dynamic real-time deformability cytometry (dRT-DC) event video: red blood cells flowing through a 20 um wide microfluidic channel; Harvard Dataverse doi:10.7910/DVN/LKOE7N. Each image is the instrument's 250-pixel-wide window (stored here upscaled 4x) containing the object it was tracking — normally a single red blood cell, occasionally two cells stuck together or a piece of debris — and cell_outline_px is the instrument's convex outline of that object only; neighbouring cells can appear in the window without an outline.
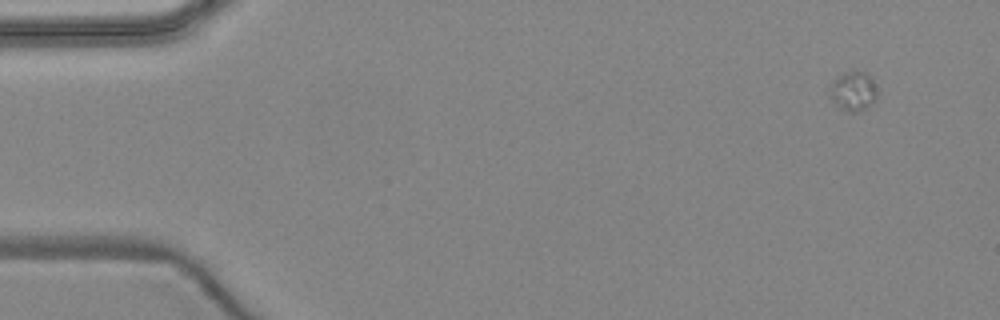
{"species": "common noctule bat (a hibernating species)", "species_latin": "Nyctalus noctula", "temperature_condition": "warm", "stored_images_in_passage": 4, "camera_frame_rate_fps": 3000, "um_per_image_px": 0.085, "animal": {"sex": "female", "body_mass_g": 24.6, "forearm_length_mm": 56.2}, "frame": {"image": 1, "passage_image": 1, "time_ms": 0.0, "image_size_px": [1000, 320], "cell_outline_px": [[876, 100], [868, 108], [860, 112], [848, 112], [840, 108], [828, 96], [828, 92], [832, 84], [840, 76], [848, 72], [864, 72], [872, 80], [876, 88]], "centroid_in_image_um": [72.53, 7.82], "position_along_channel_um": 12.5, "area_um2": 10.69}}